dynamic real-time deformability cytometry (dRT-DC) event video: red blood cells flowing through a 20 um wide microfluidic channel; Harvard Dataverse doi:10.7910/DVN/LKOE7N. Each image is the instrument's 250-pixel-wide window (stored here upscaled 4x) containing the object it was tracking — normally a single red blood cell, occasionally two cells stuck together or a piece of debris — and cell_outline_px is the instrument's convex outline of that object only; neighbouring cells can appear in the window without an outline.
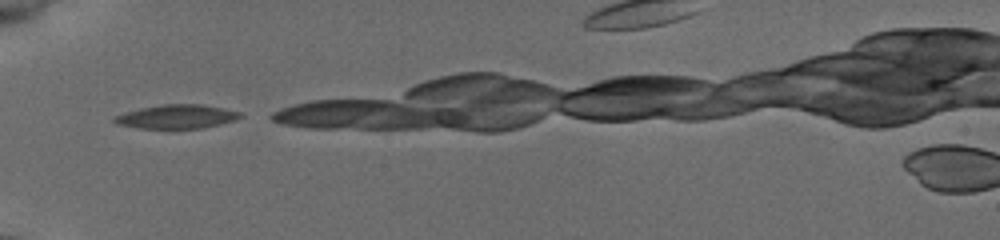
{"species": "common noctule bat (a hibernating species)", "species_latin": "Nyctalus noctula", "temperature_condition": "cold", "stored_images_in_passage": 6, "camera_frame_rate_fps": 3000, "um_per_image_px": 0.085, "animal": {"sex": "female", "body_mass_g": 19.5, "forearm_length_mm": 54.1}, "frame": {"image": 1, "passage_image": 1, "time_ms": 0.0, "image_size_px": [1000, 240], "cell_outline_px": [[244, 116], [236, 120], [204, 128], [136, 128], [116, 124], [112, 120], [112, 116], [140, 108], [164, 104], [200, 104], [224, 108], [240, 112]], "centroid_in_image_um": [15.01, 9.91], "position_along_channel_um": 70.0, "area_um2": 17.63}}
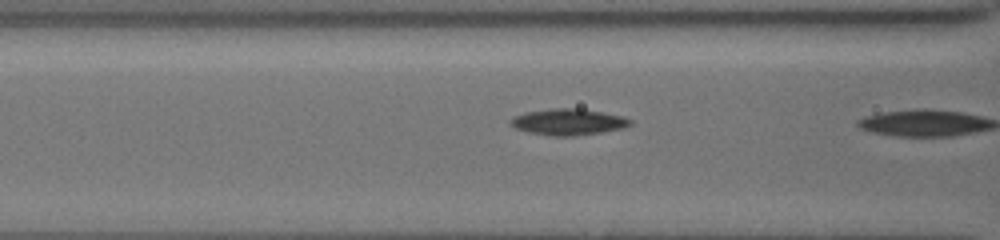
{"frame": {"image": 2, "passage_image": 5, "time_ms": 1.333, "image_size_px": [1000, 240], "cell_outline_px": [[632, 124], [624, 128], [600, 132], [572, 136], [552, 136], [528, 132], [516, 128], [508, 124], [508, 120], [516, 116], [528, 112], [556, 108], [576, 108], [600, 112], [620, 116], [632, 120]], "centroid_in_image_um": [48.28, 10.37], "position_along_channel_um": 118.3, "area_um2": 18.03}}